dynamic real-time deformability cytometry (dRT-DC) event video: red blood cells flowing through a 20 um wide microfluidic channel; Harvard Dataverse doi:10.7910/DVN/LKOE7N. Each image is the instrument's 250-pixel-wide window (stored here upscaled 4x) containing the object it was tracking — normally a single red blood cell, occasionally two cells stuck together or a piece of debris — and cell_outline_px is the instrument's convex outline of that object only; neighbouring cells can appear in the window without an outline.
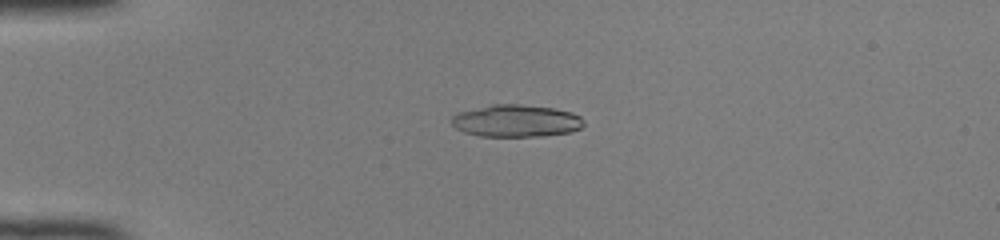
{"species": "common noctule bat (a hibernating species)", "species_latin": "Nyctalus noctula", "temperature_condition": "room temperature", "stored_images_in_passage": 50, "camera_frame_rate_fps": 3000, "um_per_image_px": 0.085, "animal": {"sex": "female", "body_mass_g": 22.0, "forearm_length_mm": 56.7}, "frame": {"image": 1, "passage_image": 13, "time_ms": 4.0, "image_size_px": [1000, 240], "cell_outline_px": [[584, 124], [580, 128], [568, 132], [544, 136], [480, 136], [464, 132], [456, 128], [452, 124], [452, 116], [460, 112], [492, 104], [520, 104], [552, 108], [572, 112], [580, 116], [584, 120]], "centroid_in_image_um": [43.88, 10.27], "position_along_channel_um": 41.1, "area_um2": 24.68}}
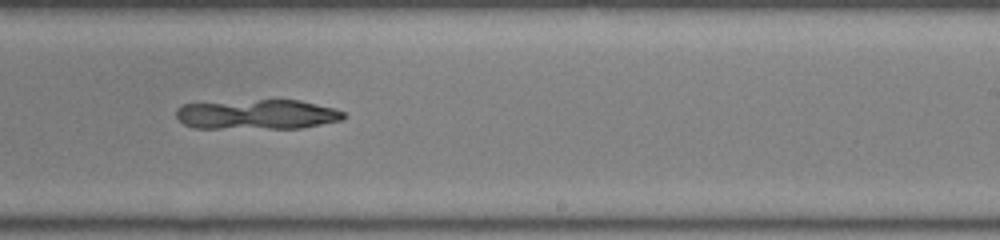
{"frame": {"image": 2, "passage_image": 32, "time_ms": 10.333, "image_size_px": [1000, 240], "cell_outline_px": [[344, 120], [300, 128], [192, 128], [184, 124], [176, 116], [176, 108], [184, 104], [260, 100], [300, 100], [332, 108], [344, 112]], "centroid_in_image_um": [21.85, 9.74], "position_along_channel_um": 267.1, "area_um2": 28.9}}
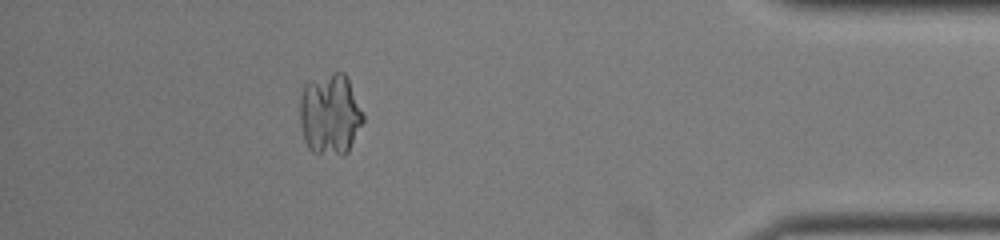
{"frame": {"image": 3, "passage_image": 45, "time_ms": 14.667, "image_size_px": [1000, 240], "cell_outline_px": [[364, 120], [348, 152], [344, 156], [340, 156], [312, 152], [308, 148], [304, 140], [300, 124], [300, 96], [304, 84], [308, 80], [332, 72], [344, 72], [348, 80], [364, 116]], "centroid_in_image_um": [28.03, 9.73], "position_along_channel_um": 407.2, "area_um2": 30.23}}